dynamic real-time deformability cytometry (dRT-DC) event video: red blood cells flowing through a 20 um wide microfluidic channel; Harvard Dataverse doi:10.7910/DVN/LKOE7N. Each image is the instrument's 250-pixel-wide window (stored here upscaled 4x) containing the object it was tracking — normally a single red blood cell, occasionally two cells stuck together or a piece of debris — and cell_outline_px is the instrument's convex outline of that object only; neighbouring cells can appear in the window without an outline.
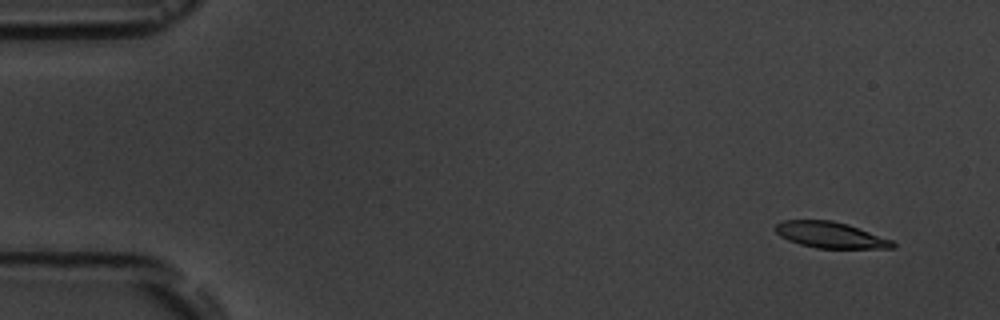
{"species": "common noctule bat (a hibernating species)", "species_latin": "Nyctalus noctula", "temperature_condition": "room temperature", "stored_images_in_passage": 4, "camera_frame_rate_fps": 3000, "um_per_image_px": 0.085, "animal": {"sex": "male", "body_mass_g": 19.5, "forearm_length_mm": 54.6}, "frame": {"image": 1, "passage_image": 1, "time_ms": 0.0, "image_size_px": [1000, 320], "cell_outline_px": [[896, 248], [816, 248], [800, 244], [788, 240], [780, 236], [776, 232], [776, 224], [784, 220], [832, 220], [848, 224], [892, 240], [896, 244]], "centroid_in_image_um": [70.59, 19.97], "position_along_channel_um": 14.4, "area_um2": 17.74}}